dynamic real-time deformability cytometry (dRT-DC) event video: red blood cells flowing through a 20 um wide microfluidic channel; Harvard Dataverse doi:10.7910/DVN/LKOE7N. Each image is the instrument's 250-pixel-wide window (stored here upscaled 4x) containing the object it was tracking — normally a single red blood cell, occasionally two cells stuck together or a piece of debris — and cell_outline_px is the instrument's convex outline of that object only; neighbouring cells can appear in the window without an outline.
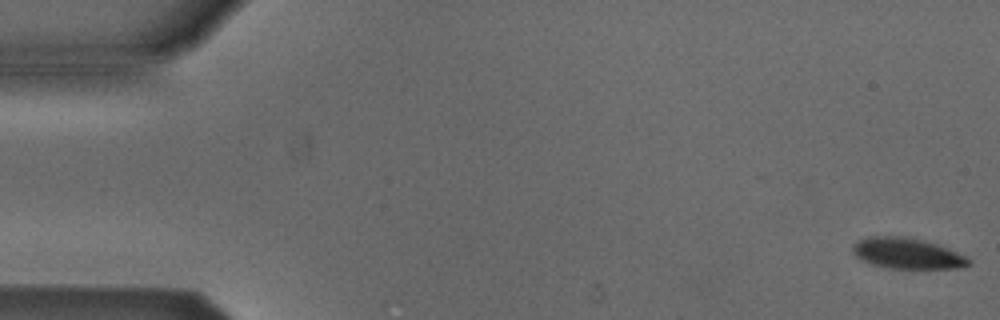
{"species": "Egyptian fruit bat (a non-hibernating species)", "species_latin": "Rousettus aegyptiacus", "temperature_condition": "cold", "stored_images_in_passage": 5, "camera_frame_rate_fps": 3000, "um_per_image_px": 0.085, "animal": {"sex": "male"}, "frame": {"image": 1, "passage_image": 1, "time_ms": 0.0, "image_size_px": [1000, 320], "cell_outline_px": [[972, 264], [956, 268], [888, 268], [872, 264], [856, 256], [852, 252], [852, 244], [856, 240], [868, 236], [908, 236], [924, 240], [948, 248], [972, 260]], "centroid_in_image_um": [77.08, 21.52], "position_along_channel_um": 7.9, "area_um2": 20.87}}
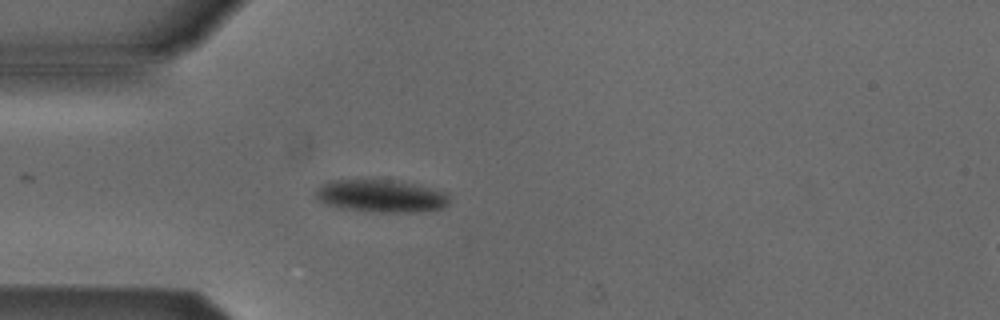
{"frame": {"image": 2, "passage_image": 5, "time_ms": 4.667, "image_size_px": [1000, 320], "cell_outline_px": [[448, 204], [444, 208], [420, 212], [376, 212], [336, 208], [324, 204], [316, 196], [316, 188], [328, 180], [392, 180], [412, 184], [448, 192]], "centroid_in_image_um": [32.36, 16.67], "position_along_channel_um": 52.6, "area_um2": 25.49}}